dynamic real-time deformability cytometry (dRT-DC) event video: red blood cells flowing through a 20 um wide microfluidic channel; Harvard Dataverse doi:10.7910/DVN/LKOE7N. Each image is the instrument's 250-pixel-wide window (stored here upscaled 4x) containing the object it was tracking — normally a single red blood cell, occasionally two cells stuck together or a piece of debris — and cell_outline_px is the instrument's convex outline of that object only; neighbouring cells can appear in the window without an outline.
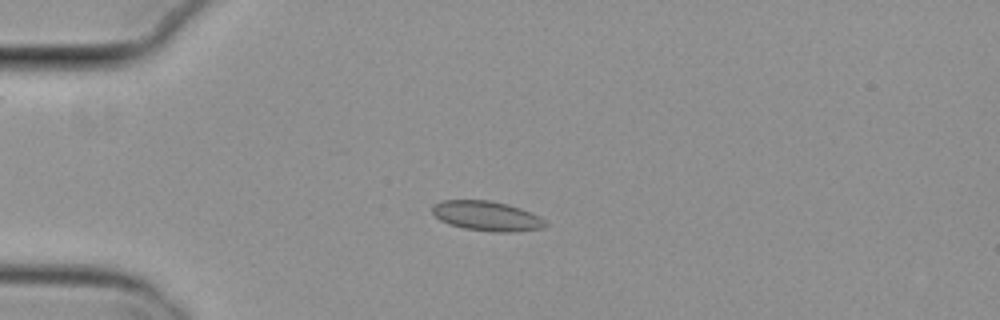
{"species": "common noctule bat (a hibernating species)", "species_latin": "Nyctalus noctula", "temperature_condition": "cold", "stored_images_in_passage": 54, "camera_frame_rate_fps": 3000, "um_per_image_px": 0.085, "animal": {"sex": "female", "body_mass_g": 29.2, "forearm_length_mm": 56.3}, "frame": {"image": 1, "passage_image": 14, "time_ms": 4.333, "image_size_px": [1000, 320], "cell_outline_px": [[548, 224], [544, 228], [516, 232], [496, 232], [464, 228], [448, 224], [440, 220], [432, 212], [432, 204], [444, 200], [488, 200], [508, 204], [532, 212], [540, 216]], "centroid_in_image_um": [41.4, 18.36], "position_along_channel_um": 43.6, "area_um2": 19.77}}
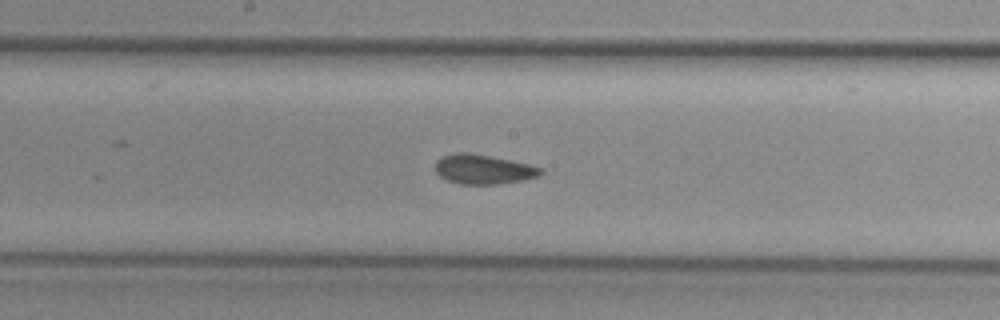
{"frame": {"image": 2, "passage_image": 29, "time_ms": 9.333, "image_size_px": [1000, 320], "cell_outline_px": [[544, 172], [540, 176], [524, 180], [496, 184], [460, 184], [448, 180], [440, 176], [436, 172], [436, 160], [444, 156], [456, 152], [468, 152], [528, 164], [540, 168]], "centroid_in_image_um": [41.08, 14.4], "position_along_channel_um": 207.1, "area_um2": 17.92}}
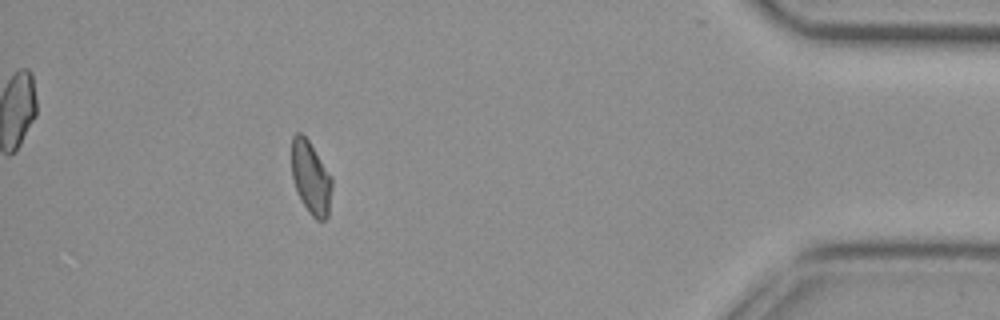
{"frame": {"image": 3, "passage_image": 49, "time_ms": 16.0, "image_size_px": [1000, 320], "cell_outline_px": [[332, 188], [328, 216], [324, 220], [316, 220], [308, 212], [300, 200], [292, 176], [292, 136], [296, 132], [300, 132], [308, 140], [332, 176]], "centroid_in_image_um": [26.43, 15.12], "position_along_channel_um": 408.8, "area_um2": 17.17}, "authors_computed_cell_mechanics": {"area_um2": 18.1203, "velocity_mm_per_s": 3.8129, "shape_relaxation_time_tau1_ms": null, "shape_relaxation_time_tau2_ms": 1.4244, "deformation_change_tau1": null, "deformation_change_tau2": 0.0541}}